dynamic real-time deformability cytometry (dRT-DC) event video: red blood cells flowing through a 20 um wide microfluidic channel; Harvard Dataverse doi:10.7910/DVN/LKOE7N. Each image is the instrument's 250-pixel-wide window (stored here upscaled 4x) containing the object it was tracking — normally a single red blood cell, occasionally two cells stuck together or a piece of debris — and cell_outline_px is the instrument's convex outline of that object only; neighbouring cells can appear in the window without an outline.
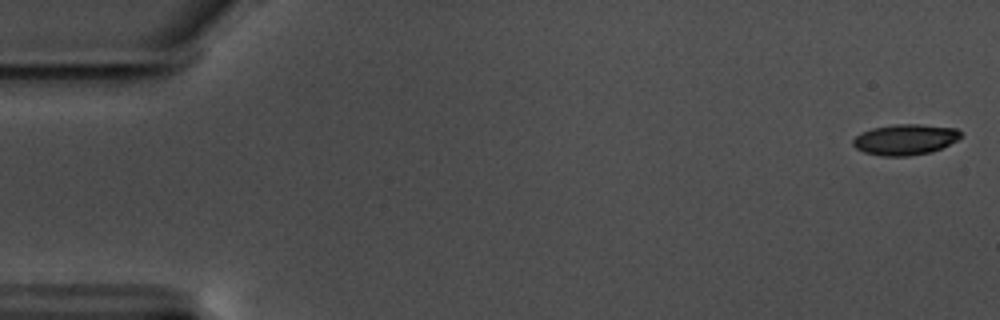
{"species": "common noctule bat (a hibernating species)", "species_latin": "Nyctalus noctula", "temperature_condition": "warm", "stored_images_in_passage": 58, "camera_frame_rate_fps": 3000, "um_per_image_px": 0.085, "animal": {"sex": "male", "body_mass_g": 17.5, "forearm_length_mm": 52.3}, "frame": {"image": 1, "passage_image": 1, "time_ms": 0.0, "image_size_px": [1000, 320], "cell_outline_px": [[960, 136], [956, 140], [932, 152], [908, 156], [884, 156], [864, 152], [856, 148], [852, 144], [852, 140], [860, 132], [872, 128], [896, 124], [920, 124], [956, 128], [960, 132]], "centroid_in_image_um": [76.9, 11.85], "position_along_channel_um": 8.1, "area_um2": 19.19}}
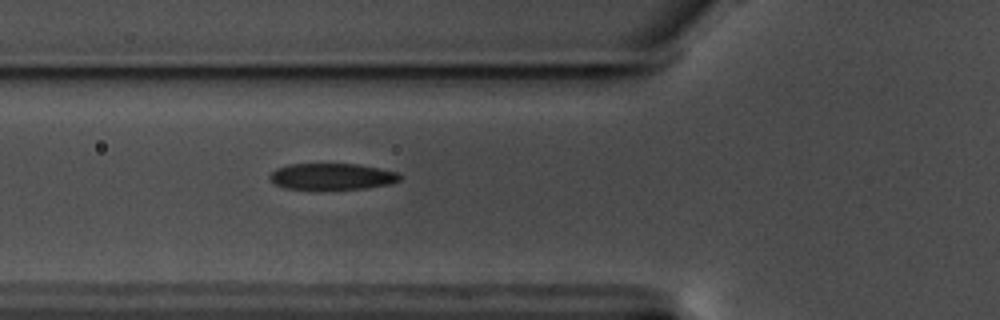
{"frame": {"image": 2, "passage_image": 21, "time_ms": 6.667, "image_size_px": [1000, 320], "cell_outline_px": [[400, 180], [388, 184], [364, 188], [284, 188], [276, 184], [268, 176], [276, 168], [288, 164], [356, 164], [396, 172], [400, 176]], "centroid_in_image_um": [28.18, 14.98], "position_along_channel_um": 97.6, "area_um2": 19.36}}
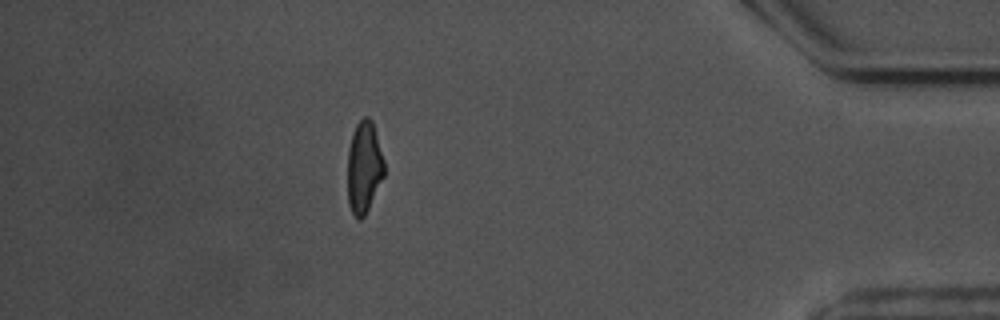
{"frame": {"image": 3, "passage_image": 51, "time_ms": 16.667, "image_size_px": [1000, 320], "cell_outline_px": [[384, 176], [364, 216], [360, 220], [352, 212], [348, 204], [348, 148], [352, 132], [356, 124], [364, 116], [368, 116], [372, 120], [384, 160]], "centroid_in_image_um": [30.93, 14.17], "position_along_channel_um": 404.3, "area_um2": 19.54}, "authors_computed_cell_mechanics": {"area_um2": 20.4034, "velocity_mm_per_s": 3.5352, "shape_relaxation_time_tau1_ms": 4.1056, "shape_relaxation_time_tau2_ms": 1.9576, "deformation_change_tau1": 0.1578, "deformation_change_tau2": 0.096}}